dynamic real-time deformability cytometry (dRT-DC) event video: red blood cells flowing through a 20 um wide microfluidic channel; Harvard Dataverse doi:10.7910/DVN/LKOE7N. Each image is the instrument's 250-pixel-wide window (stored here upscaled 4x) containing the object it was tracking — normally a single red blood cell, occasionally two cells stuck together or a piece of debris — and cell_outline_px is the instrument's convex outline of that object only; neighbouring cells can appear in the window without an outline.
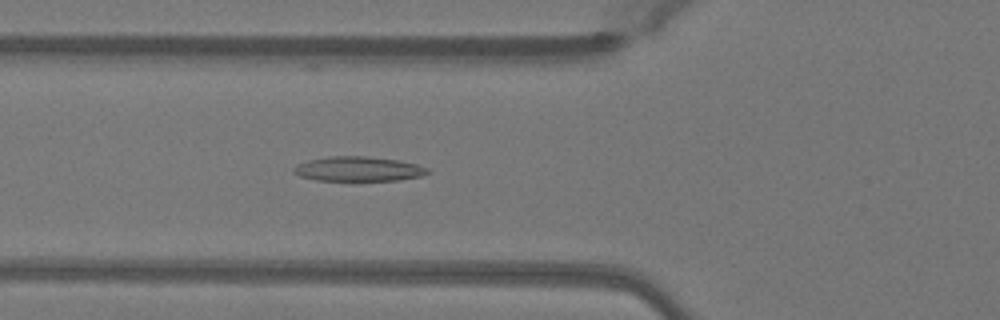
{"species": "Egyptian fruit bat (a non-hibernating species)", "species_latin": "Rousettus aegyptiacus", "temperature_condition": "warm", "stored_images_in_passage": 39, "camera_frame_rate_fps": 3000, "um_per_image_px": 0.085, "animal": {"sex": "female"}, "frame": {"image": 1, "passage_image": 7, "time_ms": 2.0, "image_size_px": [1000, 320], "cell_outline_px": [[432, 172], [420, 176], [400, 180], [316, 180], [300, 176], [292, 172], [292, 168], [296, 164], [308, 160], [328, 156], [368, 156], [400, 160], [416, 164], [428, 168]], "centroid_in_image_um": [30.45, 14.35], "position_along_channel_um": 95.3, "area_um2": 19.36}}
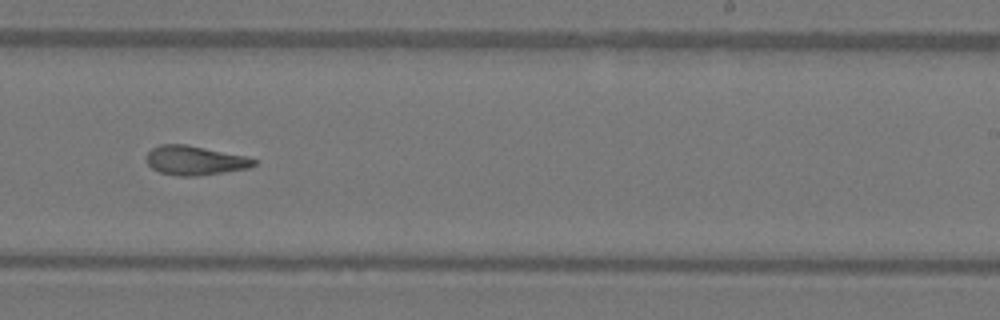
{"frame": {"image": 2, "passage_image": 20, "time_ms": 6.333, "image_size_px": [1000, 320], "cell_outline_px": [[256, 164], [248, 168], [196, 176], [180, 176], [160, 172], [152, 168], [148, 164], [148, 152], [152, 148], [160, 144], [184, 144], [248, 156], [256, 160]], "centroid_in_image_um": [16.58, 13.63], "position_along_channel_um": 272.4, "area_um2": 18.09}}
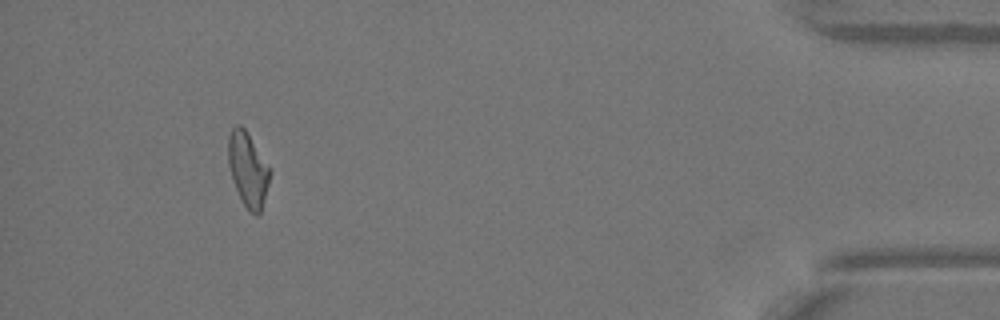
{"frame": {"image": 3, "passage_image": 35, "time_ms": 11.333, "image_size_px": [1000, 320], "cell_outline_px": [[272, 172], [260, 212], [256, 216], [248, 212], [236, 188], [228, 164], [228, 136], [232, 128], [236, 124], [240, 124], [244, 128], [272, 168]], "centroid_in_image_um": [21.09, 14.38], "position_along_channel_um": 414.1, "area_um2": 18.09}, "authors_computed_cell_mechanics": {"area_um2": 18.1492, "velocity_mm_per_s": 4.0915, "shape_relaxation_time_tau1_ms": null, "shape_relaxation_time_tau2_ms": 4.5337, "deformation_change_tau1": null, "deformation_change_tau2": 0.1436}}